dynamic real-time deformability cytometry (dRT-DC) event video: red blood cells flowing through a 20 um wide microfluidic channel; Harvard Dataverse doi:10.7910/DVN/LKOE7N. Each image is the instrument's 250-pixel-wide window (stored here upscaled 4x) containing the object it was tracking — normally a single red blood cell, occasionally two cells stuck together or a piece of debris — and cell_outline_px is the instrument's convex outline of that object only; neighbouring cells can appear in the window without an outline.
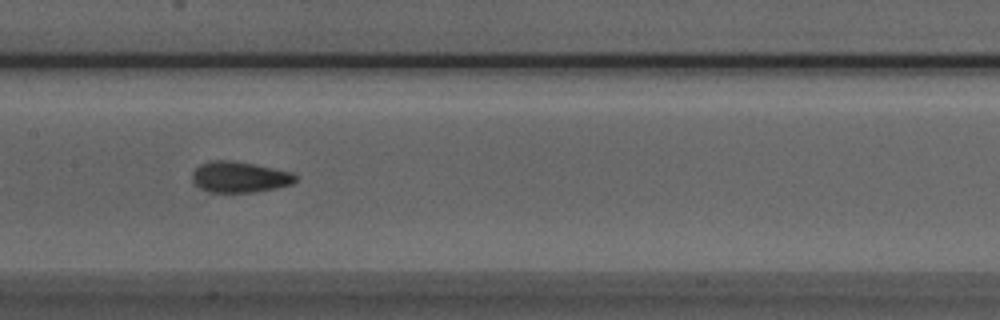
{"species": "Egyptian fruit bat (a non-hibernating species)", "species_latin": "Rousettus aegyptiacus", "temperature_condition": "room temperature", "stored_images_in_passage": 29, "camera_frame_rate_fps": 3000, "um_per_image_px": 0.085, "animal": {"sex": "male"}, "frame": {"image": 1, "passage_image": 12, "time_ms": 3.667, "image_size_px": [1000, 320], "cell_outline_px": [[296, 180], [292, 184], [276, 188], [252, 192], [208, 192], [200, 188], [192, 180], [192, 172], [200, 164], [212, 160], [232, 160], [292, 172], [296, 176]], "centroid_in_image_um": [20.34, 15.05], "position_along_channel_um": 187.1, "area_um2": 18.5}}
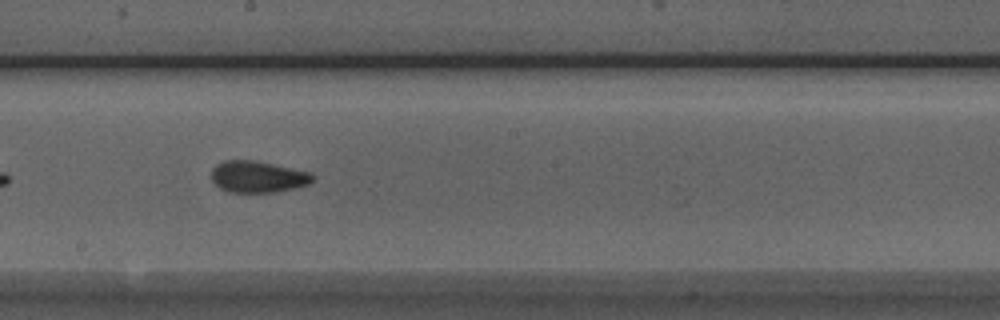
{"frame": {"image": 2, "passage_image": 15, "time_ms": 4.667, "image_size_px": [1000, 320], "cell_outline_px": [[316, 176], [308, 184], [296, 188], [276, 192], [228, 192], [220, 188], [212, 180], [212, 168], [216, 164], [224, 160], [252, 160], [312, 172]], "centroid_in_image_um": [21.93, 15.02], "position_along_channel_um": 226.3, "area_um2": 18.67}, "authors_computed_cell_mechanics": {"area_um2": 18.4382, "velocity_mm_per_s": 3.9494, "shape_relaxation_time_tau1_ms": null, "shape_relaxation_time_tau2_ms": 1.0312, "deformation_change_tau1": null, "deformation_change_tau2": 0.054}}